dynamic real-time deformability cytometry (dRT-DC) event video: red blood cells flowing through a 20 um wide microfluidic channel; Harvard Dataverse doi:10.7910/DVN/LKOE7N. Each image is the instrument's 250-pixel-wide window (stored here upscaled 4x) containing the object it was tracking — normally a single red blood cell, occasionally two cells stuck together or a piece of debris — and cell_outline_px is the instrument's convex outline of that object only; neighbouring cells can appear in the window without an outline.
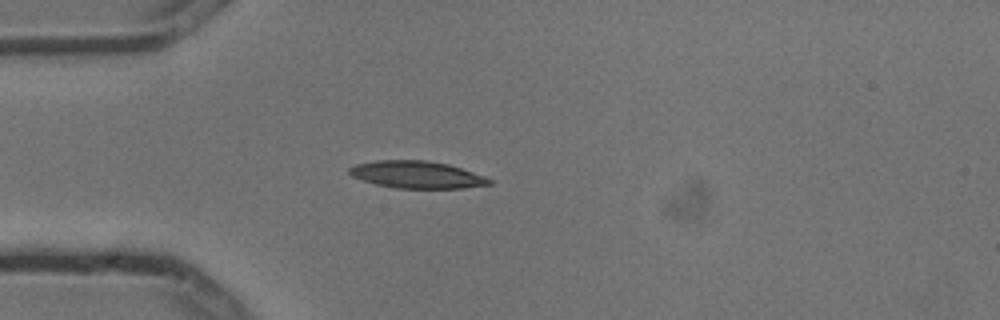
{"species": "common noctule bat (a hibernating species)", "species_latin": "Nyctalus noctula", "temperature_condition": "cold", "stored_images_in_passage": 4, "camera_frame_rate_fps": 3000, "um_per_image_px": 0.085, "animal": {"sex": "male", "body_mass_g": 13.3}, "frame": {"image": 1, "passage_image": 3, "time_ms": 0.667, "image_size_px": [1000, 320], "cell_outline_px": [[492, 184], [464, 188], [396, 188], [376, 184], [352, 176], [348, 172], [348, 168], [356, 164], [376, 160], [428, 160], [448, 164], [484, 176], [492, 180]], "centroid_in_image_um": [35.42, 14.84], "position_along_channel_um": 49.6, "area_um2": 22.08}}